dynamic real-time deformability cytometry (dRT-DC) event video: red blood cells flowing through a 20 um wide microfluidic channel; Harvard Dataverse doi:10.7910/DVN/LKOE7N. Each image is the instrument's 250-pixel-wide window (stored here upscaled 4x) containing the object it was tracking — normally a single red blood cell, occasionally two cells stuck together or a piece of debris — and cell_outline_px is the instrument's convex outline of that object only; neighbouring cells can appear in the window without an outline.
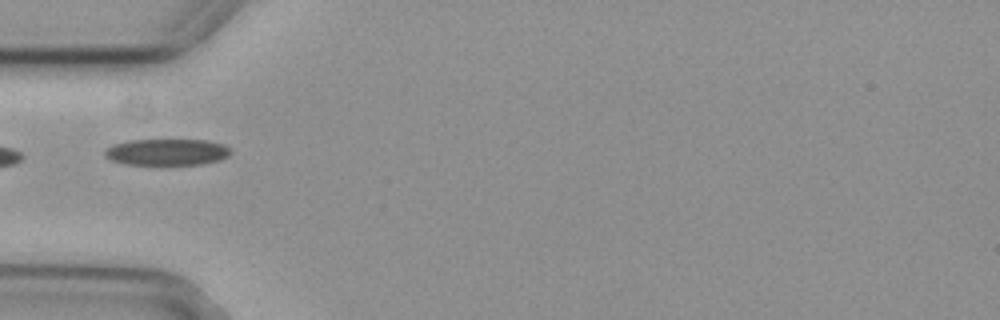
{"species": "common noctule bat (a hibernating species)", "species_latin": "Nyctalus noctula", "temperature_condition": "cold", "stored_images_in_passage": 7, "camera_frame_rate_fps": 3000, "um_per_image_px": 0.085, "animal": {"sex": "female", "body_mass_g": 29.2, "forearm_length_mm": 56.3}, "frame": {"image": 1, "passage_image": 5, "time_ms": 1.333, "image_size_px": [1000, 320], "cell_outline_px": [[232, 152], [228, 156], [220, 160], [200, 164], [124, 164], [112, 160], [104, 156], [104, 152], [112, 144], [128, 140], [208, 140], [224, 144]], "centroid_in_image_um": [14.19, 12.92], "position_along_channel_um": 70.8, "area_um2": 19.36}}
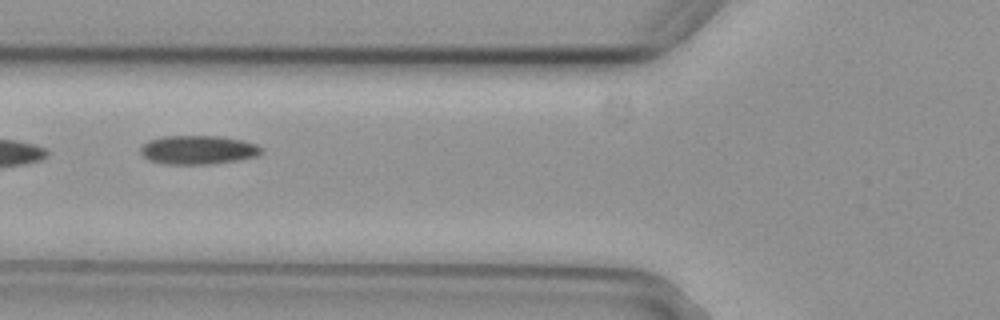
{"frame": {"image": 2, "passage_image": 6, "time_ms": 1.667, "image_size_px": [1000, 320], "cell_outline_px": [[264, 152], [256, 156], [236, 160], [208, 164], [164, 164], [148, 160], [140, 152], [140, 148], [148, 140], [164, 136], [220, 136], [240, 140], [256, 144]], "centroid_in_image_um": [16.8, 12.74], "position_along_channel_um": 109.0, "area_um2": 20.17}}
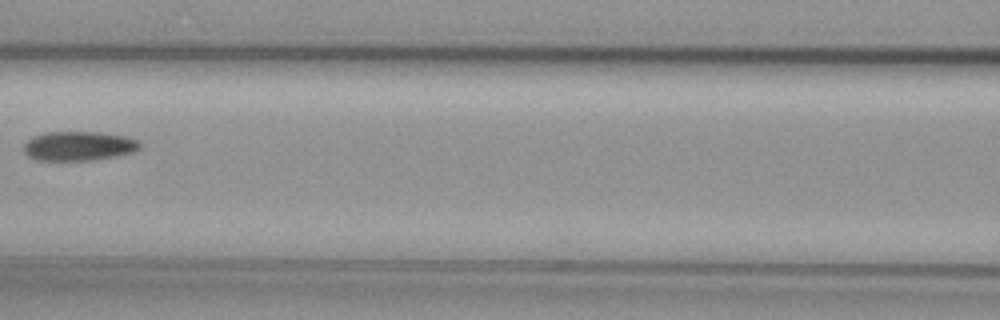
{"frame": {"image": 3, "passage_image": 7, "time_ms": 2.0, "image_size_px": [1000, 320], "cell_outline_px": [[144, 144], [136, 152], [116, 156], [92, 160], [36, 160], [28, 156], [24, 152], [24, 144], [32, 136], [44, 132], [100, 132], [128, 136], [140, 140]], "centroid_in_image_um": [6.76, 12.4], "position_along_channel_um": 159.8, "area_um2": 20.23}}